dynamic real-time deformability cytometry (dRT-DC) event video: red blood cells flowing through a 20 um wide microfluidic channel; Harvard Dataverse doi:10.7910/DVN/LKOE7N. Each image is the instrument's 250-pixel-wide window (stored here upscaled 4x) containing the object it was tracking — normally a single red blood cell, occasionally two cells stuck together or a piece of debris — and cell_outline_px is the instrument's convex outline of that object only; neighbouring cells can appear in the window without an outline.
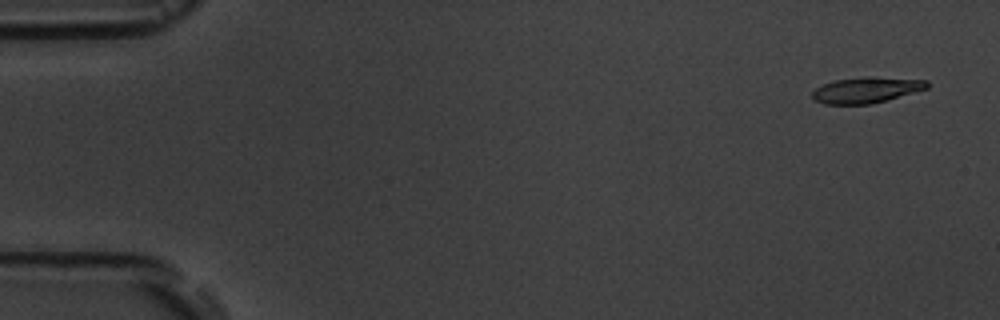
{"species": "common noctule bat (a hibernating species)", "species_latin": "Nyctalus noctula", "temperature_condition": "room temperature", "stored_images_in_passage": 4, "camera_frame_rate_fps": 3000, "um_per_image_px": 0.085, "animal": {"sex": "male", "body_mass_g": 19.5, "forearm_length_mm": 54.6}, "frame": {"image": 1, "passage_image": 1, "time_ms": 0.0, "image_size_px": [1000, 320], "cell_outline_px": [[928, 88], [888, 100], [872, 104], [824, 104], [816, 100], [812, 96], [812, 92], [816, 88], [824, 84], [836, 80], [868, 76], [928, 80]], "centroid_in_image_um": [73.66, 7.65], "position_along_channel_um": 11.3, "area_um2": 17.22}}
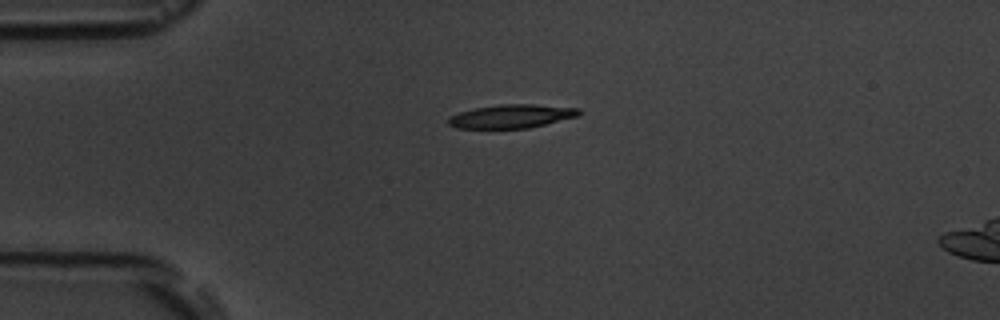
{"frame": {"image": 2, "passage_image": 4, "time_ms": 3.667, "image_size_px": [1000, 320], "cell_outline_px": [[580, 116], [528, 128], [456, 128], [448, 124], [448, 120], [452, 116], [460, 112], [476, 108], [500, 104], [532, 104], [580, 108]], "centroid_in_image_um": [43.53, 9.88], "position_along_channel_um": 41.5, "area_um2": 17.8}}